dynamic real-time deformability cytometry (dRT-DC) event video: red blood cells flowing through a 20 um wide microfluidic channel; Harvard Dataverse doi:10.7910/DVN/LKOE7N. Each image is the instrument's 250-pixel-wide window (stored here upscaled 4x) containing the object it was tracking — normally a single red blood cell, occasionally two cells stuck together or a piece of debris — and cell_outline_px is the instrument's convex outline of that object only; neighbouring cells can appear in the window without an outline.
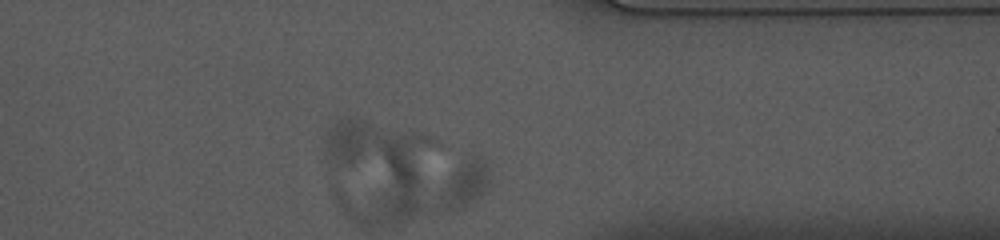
{"species": "common noctule bat (a hibernating species)", "species_latin": "Nyctalus noctula", "temperature_condition": "cold", "stored_images_in_passage": 33, "camera_frame_rate_fps": 3000, "um_per_image_px": 0.085, "animal": {"sex": "female", "body_mass_g": 10.0, "forearm_length_mm": 53.1}, "frame": {"image": 1, "passage_image": 33, "time_ms": 10.667, "image_size_px": [1000, 240], "cell_outline_px": [[488, 180], [484, 188], [472, 200], [464, 204], [448, 208], [444, 208], [444, 192], [456, 168], [464, 156], [480, 160], [488, 168]], "centroid_in_image_um": [39.6, 15.51], "position_along_channel_um": 371.8, "area_um2": 10.92}}